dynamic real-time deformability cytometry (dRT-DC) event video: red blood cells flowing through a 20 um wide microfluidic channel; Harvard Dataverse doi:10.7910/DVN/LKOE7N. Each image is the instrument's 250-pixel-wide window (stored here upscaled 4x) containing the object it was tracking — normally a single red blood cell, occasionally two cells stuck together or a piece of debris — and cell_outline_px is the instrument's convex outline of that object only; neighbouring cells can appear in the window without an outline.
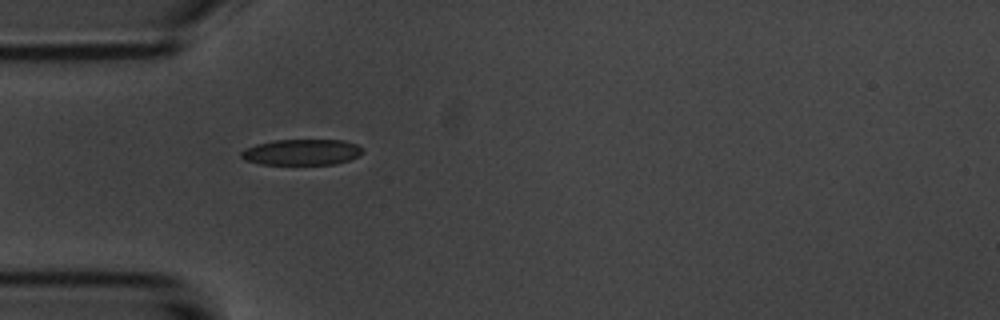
{"species": "common noctule bat (a hibernating species)", "species_latin": "Nyctalus noctula", "temperature_condition": "room temperature", "stored_images_in_passage": 19, "camera_frame_rate_fps": 3000, "um_per_image_px": 0.085, "animal": {"sex": "male", "body_mass_g": 20.1, "forearm_length_mm": 53.5}, "frame": {"image": 1, "passage_image": 2, "time_ms": 0.333, "image_size_px": [1000, 320], "cell_outline_px": [[364, 152], [360, 156], [336, 164], [260, 164], [244, 160], [240, 156], [240, 152], [244, 148], [256, 144], [272, 140], [344, 140], [356, 144], [364, 148]], "centroid_in_image_um": [25.65, 12.93], "position_along_channel_um": 59.3, "area_um2": 18.55}}
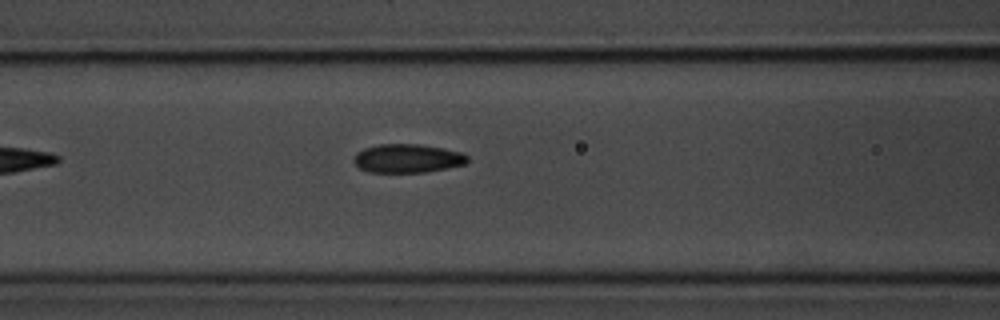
{"frame": {"image": 2, "passage_image": 8, "time_ms": 2.333, "image_size_px": [1000, 320], "cell_outline_px": [[468, 160], [464, 164], [424, 172], [368, 172], [360, 168], [352, 160], [352, 156], [356, 152], [364, 148], [380, 144], [420, 144], [444, 148], [460, 152], [468, 156]], "centroid_in_image_um": [34.58, 13.45], "position_along_channel_um": 132.0, "area_um2": 18.96}}
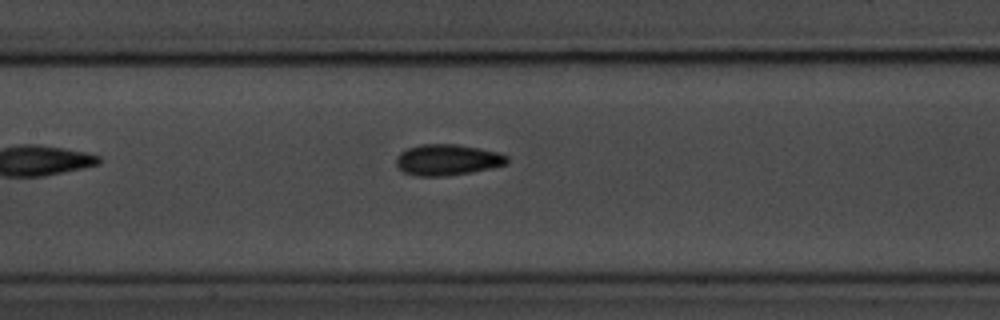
{"frame": {"image": 3, "passage_image": 11, "time_ms": 3.333, "image_size_px": [1000, 320], "cell_outline_px": [[508, 164], [468, 172], [444, 176], [416, 176], [404, 172], [396, 164], [396, 156], [400, 152], [408, 148], [420, 144], [456, 144], [480, 148], [496, 152], [508, 156]], "centroid_in_image_um": [38.0, 13.57], "position_along_channel_um": 169.4, "area_um2": 19.88}}